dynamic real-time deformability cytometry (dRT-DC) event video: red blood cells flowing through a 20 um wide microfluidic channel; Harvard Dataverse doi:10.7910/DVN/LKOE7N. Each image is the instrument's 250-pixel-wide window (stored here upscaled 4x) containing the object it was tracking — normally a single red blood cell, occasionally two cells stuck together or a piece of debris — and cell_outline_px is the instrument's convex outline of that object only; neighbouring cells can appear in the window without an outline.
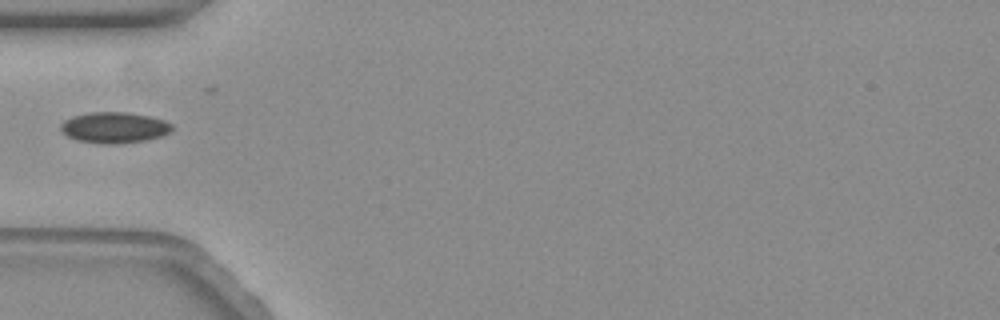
{"species": "common noctule bat (a hibernating species)", "species_latin": "Nyctalus noctula", "temperature_condition": "warm", "stored_images_in_passage": 42, "camera_frame_rate_fps": 3000, "um_per_image_px": 0.085, "animal": {"sex": "female", "body_mass_g": 19.3, "forearm_length_mm": 54.1}, "frame": {"image": 1, "passage_image": 1, "time_ms": 0.0, "image_size_px": [1000, 320], "cell_outline_px": [[172, 132], [160, 136], [144, 140], [116, 144], [100, 144], [76, 140], [68, 136], [60, 128], [60, 124], [64, 120], [72, 116], [88, 112], [128, 112], [148, 116], [164, 120], [172, 124]], "centroid_in_image_um": [9.7, 10.84], "position_along_channel_um": 75.3, "area_um2": 20.11}}
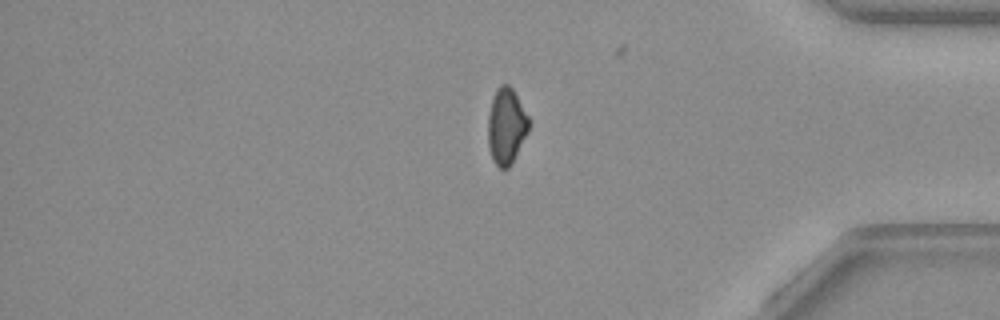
{"frame": {"image": 2, "passage_image": 31, "time_ms": 10.0, "image_size_px": [1000, 320], "cell_outline_px": [[532, 120], [528, 132], [512, 164], [508, 168], [500, 168], [492, 160], [488, 144], [488, 116], [492, 100], [496, 88], [500, 84], [508, 84], [512, 88]], "centroid_in_image_um": [43.06, 10.71], "position_along_channel_um": 392.1, "area_um2": 18.44}}
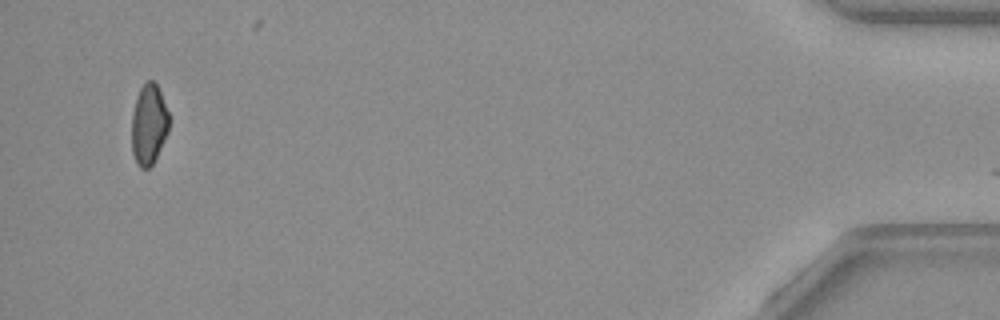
{"frame": {"image": 3, "passage_image": 39, "time_ms": 12.667, "image_size_px": [1000, 320], "cell_outline_px": [[168, 132], [152, 164], [148, 168], [140, 168], [132, 152], [132, 112], [140, 88], [148, 80], [152, 80], [156, 84], [160, 92], [168, 112]], "centroid_in_image_um": [12.64, 10.57], "position_along_channel_um": 422.6, "area_um2": 17.11}}